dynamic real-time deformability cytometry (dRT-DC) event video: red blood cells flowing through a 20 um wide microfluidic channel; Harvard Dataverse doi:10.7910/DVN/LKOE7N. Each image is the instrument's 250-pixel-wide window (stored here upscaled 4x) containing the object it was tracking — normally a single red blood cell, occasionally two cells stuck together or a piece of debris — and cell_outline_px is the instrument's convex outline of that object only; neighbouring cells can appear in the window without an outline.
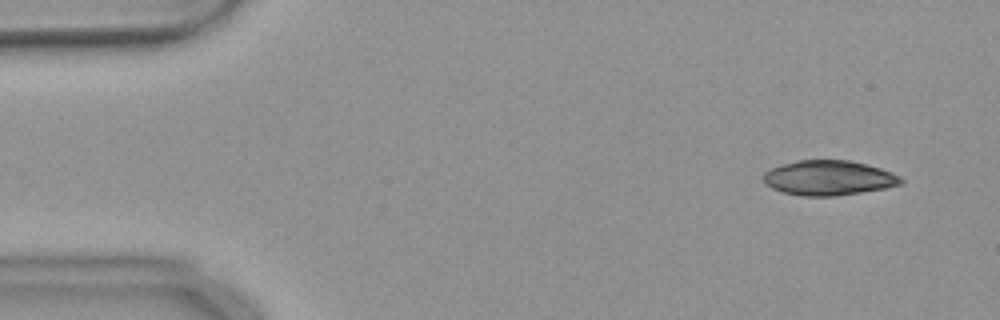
{"species": "common noctule bat (a hibernating species)", "species_latin": "Nyctalus noctula", "temperature_condition": "warm", "stored_images_in_passage": 51, "camera_frame_rate_fps": 3000, "um_per_image_px": 0.085, "animal": {"sex": "female", "body_mass_g": 18.4}, "frame": {"image": 1, "passage_image": 1, "time_ms": 0.0, "image_size_px": [1000, 320], "cell_outline_px": [[904, 184], [888, 188], [836, 196], [804, 196], [780, 192], [764, 184], [764, 172], [780, 164], [796, 160], [848, 160], [868, 164], [892, 172], [900, 176], [904, 180]], "centroid_in_image_um": [70.46, 15.12], "position_along_channel_um": 14.5, "area_um2": 28.32}}
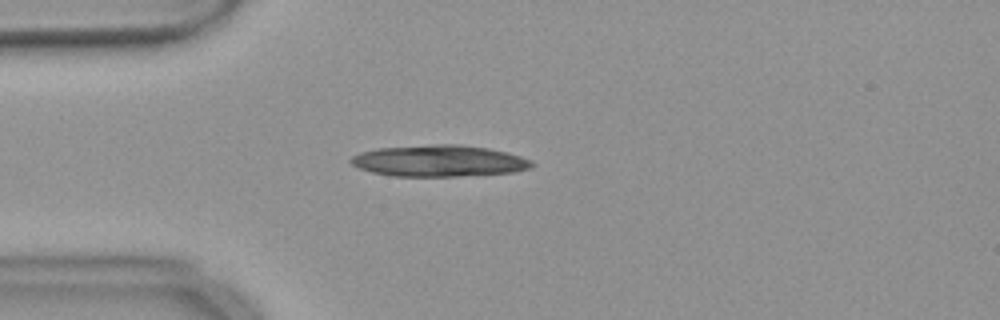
{"frame": {"image": 2, "passage_image": 11, "time_ms": 3.333, "image_size_px": [1000, 320], "cell_outline_px": [[536, 164], [532, 168], [512, 172], [456, 176], [392, 176], [372, 172], [360, 168], [352, 164], [348, 160], [352, 156], [360, 152], [376, 148], [432, 144], [460, 144], [488, 148], [508, 152], [532, 160]], "centroid_in_image_um": [37.33, 13.66], "position_along_channel_um": 47.7, "area_um2": 33.35}}